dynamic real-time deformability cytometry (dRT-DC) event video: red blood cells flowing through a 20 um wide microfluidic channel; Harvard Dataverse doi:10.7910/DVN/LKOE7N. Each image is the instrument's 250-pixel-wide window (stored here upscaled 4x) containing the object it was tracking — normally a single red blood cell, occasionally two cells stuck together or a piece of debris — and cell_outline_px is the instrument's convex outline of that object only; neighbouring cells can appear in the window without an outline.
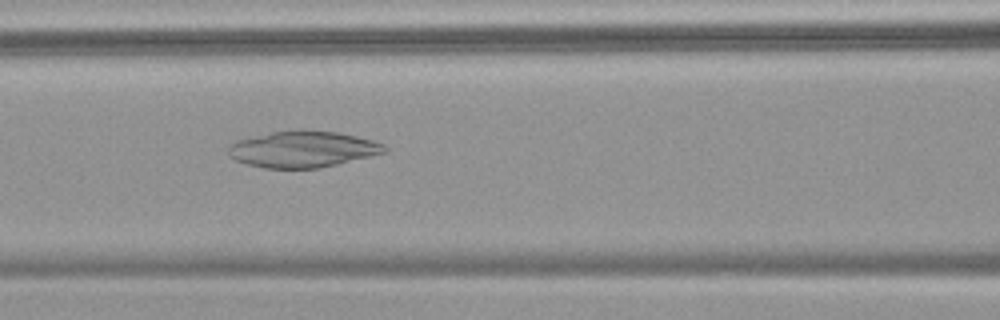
{"species": "common noctule bat (a hibernating species)", "species_latin": "Nyctalus noctula", "temperature_condition": "warm", "stored_images_in_passage": 43, "camera_frame_rate_fps": 3000, "um_per_image_px": 0.085, "animal": {"sex": "female", "body_mass_g": 18.4}, "frame": {"image": 1, "passage_image": 12, "time_ms": 3.667, "image_size_px": [1000, 320], "cell_outline_px": [[388, 152], [320, 168], [264, 168], [248, 164], [236, 160], [228, 156], [228, 144], [236, 140], [272, 132], [304, 128], [336, 132], [356, 136], [372, 140], [384, 144], [388, 148]], "centroid_in_image_um": [25.73, 12.67], "position_along_channel_um": 140.9, "area_um2": 33.41}}
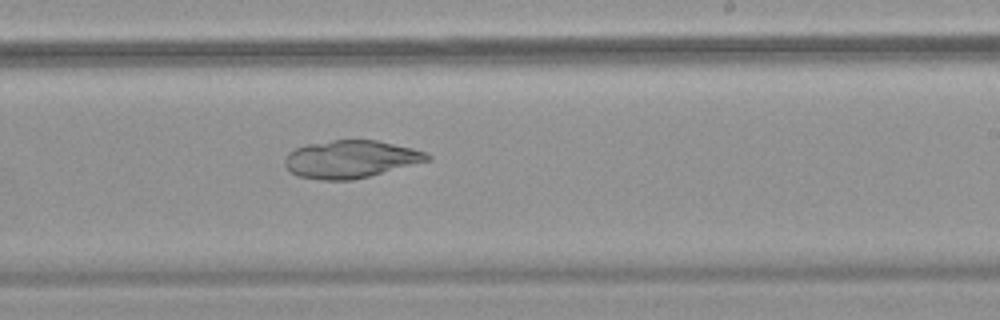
{"frame": {"image": 2, "passage_image": 22, "time_ms": 7.0, "image_size_px": [1000, 320], "cell_outline_px": [[432, 160], [352, 180], [320, 180], [296, 176], [284, 164], [284, 160], [288, 152], [296, 148], [308, 144], [332, 140], [376, 140], [412, 148], [428, 152], [432, 156]], "centroid_in_image_um": [29.82, 13.53], "position_along_channel_um": 259.2, "area_um2": 31.27}}
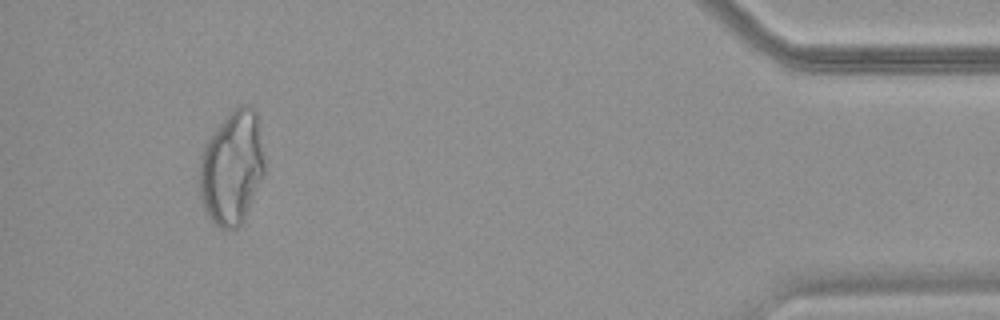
{"frame": {"image": 3, "passage_image": 40, "time_ms": 13.0, "image_size_px": [1000, 320], "cell_outline_px": [[264, 176], [244, 220], [236, 228], [220, 228], [208, 216], [204, 208], [200, 196], [200, 156], [208, 136], [232, 108], [244, 104], [248, 104], [256, 112], [264, 156]], "centroid_in_image_um": [19.71, 14.23], "position_along_channel_um": 415.5, "area_um2": 43.35}}